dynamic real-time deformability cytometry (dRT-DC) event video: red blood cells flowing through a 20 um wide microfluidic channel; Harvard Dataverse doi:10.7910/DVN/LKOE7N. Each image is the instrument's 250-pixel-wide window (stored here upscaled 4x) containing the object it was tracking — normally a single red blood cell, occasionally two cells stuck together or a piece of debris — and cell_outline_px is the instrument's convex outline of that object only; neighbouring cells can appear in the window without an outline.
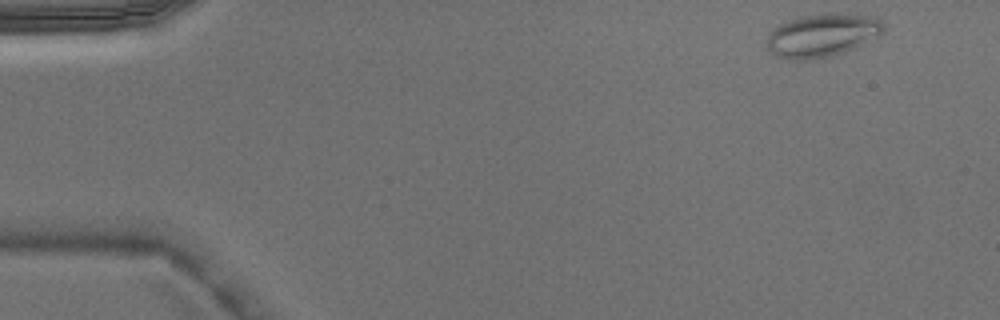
{"species": "Egyptian fruit bat (a non-hibernating species)", "species_latin": "Rousettus aegyptiacus", "temperature_condition": "warm", "stored_images_in_passage": 3, "camera_frame_rate_fps": 3000, "um_per_image_px": 0.085, "animal": {"sex": "male"}, "frame": {"image": 1, "passage_image": 1, "time_ms": 0.0, "image_size_px": [1000, 320], "cell_outline_px": [[884, 32], [844, 52], [832, 56], [812, 60], [788, 60], [776, 56], [768, 48], [768, 32], [780, 24], [788, 20], [800, 16], [836, 12], [872, 16], [880, 20], [884, 24]], "centroid_in_image_um": [69.86, 2.99], "position_along_channel_um": 15.1, "area_um2": 29.42}}